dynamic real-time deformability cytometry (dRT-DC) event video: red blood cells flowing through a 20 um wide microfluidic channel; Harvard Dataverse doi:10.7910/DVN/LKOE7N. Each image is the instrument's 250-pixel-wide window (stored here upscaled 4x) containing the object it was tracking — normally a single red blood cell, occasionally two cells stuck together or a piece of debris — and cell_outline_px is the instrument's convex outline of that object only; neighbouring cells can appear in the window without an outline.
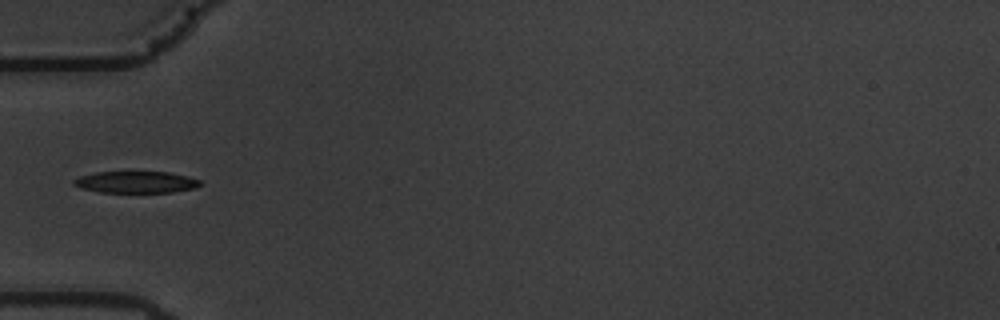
{"species": "common noctule bat (a hibernating species)", "species_latin": "Nyctalus noctula", "temperature_condition": "warm", "stored_images_in_passage": 39, "camera_frame_rate_fps": 3000, "um_per_image_px": 0.085, "animal": {"sex": "male", "body_mass_g": 19.5, "forearm_length_mm": 54.6}, "frame": {"image": 1, "passage_image": 1, "time_ms": 0.0, "image_size_px": [1000, 320], "cell_outline_px": [[200, 184], [192, 188], [172, 192], [100, 192], [80, 188], [72, 184], [72, 180], [80, 176], [96, 172], [168, 172], [188, 176], [200, 180]], "centroid_in_image_um": [11.5, 15.47], "position_along_channel_um": 73.5, "area_um2": 15.84}}
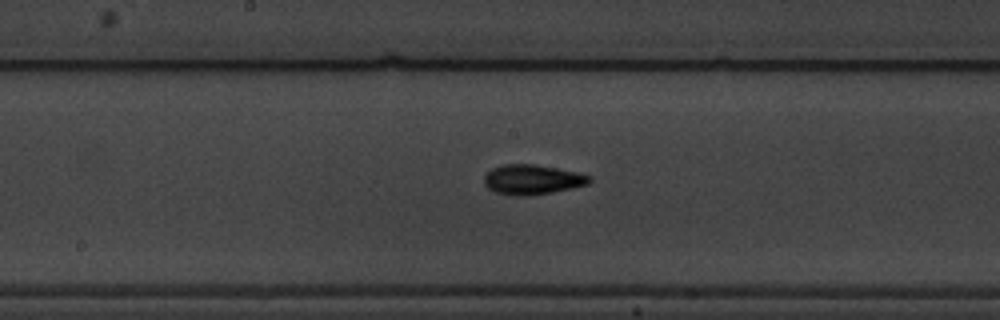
{"frame": {"image": 2, "passage_image": 12, "time_ms": 3.667, "image_size_px": [1000, 320], "cell_outline_px": [[592, 180], [588, 184], [572, 188], [552, 192], [528, 196], [512, 196], [496, 192], [488, 188], [484, 184], [484, 176], [492, 168], [504, 164], [536, 164], [576, 172], [592, 176]], "centroid_in_image_um": [45.24, 15.27], "position_along_channel_um": 203.0, "area_um2": 18.38}}
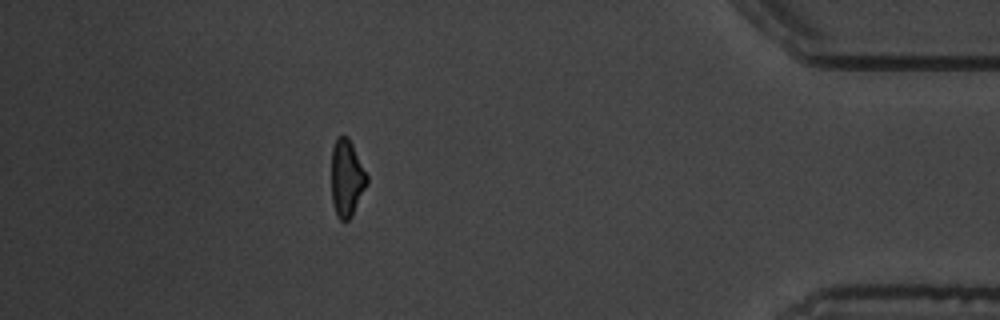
{"frame": {"image": 3, "passage_image": 33, "time_ms": 10.667, "image_size_px": [1000, 320], "cell_outline_px": [[368, 184], [352, 216], [348, 220], [340, 220], [336, 216], [332, 204], [332, 148], [336, 136], [348, 136], [368, 176]], "centroid_in_image_um": [29.47, 15.16], "position_along_channel_um": 405.7, "area_um2": 16.07}}